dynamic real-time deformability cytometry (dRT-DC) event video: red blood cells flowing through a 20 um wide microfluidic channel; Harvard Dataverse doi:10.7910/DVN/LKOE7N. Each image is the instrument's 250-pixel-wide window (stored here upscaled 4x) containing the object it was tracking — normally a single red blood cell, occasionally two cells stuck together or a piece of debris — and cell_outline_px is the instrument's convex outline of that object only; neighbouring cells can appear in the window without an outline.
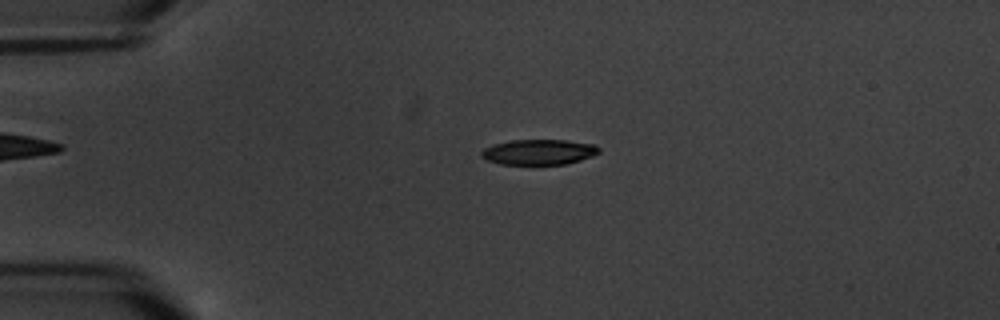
{"species": "common noctule bat (a hibernating species)", "species_latin": "Nyctalus noctula", "temperature_condition": "warm", "stored_images_in_passage": 4, "camera_frame_rate_fps": 3000, "um_per_image_px": 0.085, "animal": {"sex": "male", "body_mass_g": 20.1, "forearm_length_mm": 53.5}, "frame": {"image": 1, "passage_image": 3, "time_ms": 2.333, "image_size_px": [1000, 320], "cell_outline_px": [[600, 152], [592, 156], [580, 160], [564, 164], [500, 164], [488, 160], [480, 156], [480, 152], [484, 148], [492, 144], [512, 140], [564, 140], [596, 144], [600, 148]], "centroid_in_image_um": [45.8, 12.91], "position_along_channel_um": 39.2, "area_um2": 17.4}}